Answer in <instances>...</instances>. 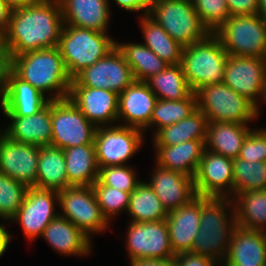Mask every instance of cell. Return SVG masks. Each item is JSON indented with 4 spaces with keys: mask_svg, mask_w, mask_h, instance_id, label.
<instances>
[{
    "mask_svg": "<svg viewBox=\"0 0 266 266\" xmlns=\"http://www.w3.org/2000/svg\"><path fill=\"white\" fill-rule=\"evenodd\" d=\"M206 140H191L175 146H154L155 164L194 178Z\"/></svg>",
    "mask_w": 266,
    "mask_h": 266,
    "instance_id": "obj_27",
    "label": "cell"
},
{
    "mask_svg": "<svg viewBox=\"0 0 266 266\" xmlns=\"http://www.w3.org/2000/svg\"><path fill=\"white\" fill-rule=\"evenodd\" d=\"M41 237L60 255L82 257L92 251L91 239L71 221L59 215L44 229Z\"/></svg>",
    "mask_w": 266,
    "mask_h": 266,
    "instance_id": "obj_26",
    "label": "cell"
},
{
    "mask_svg": "<svg viewBox=\"0 0 266 266\" xmlns=\"http://www.w3.org/2000/svg\"><path fill=\"white\" fill-rule=\"evenodd\" d=\"M266 189V162L233 160V199L239 193Z\"/></svg>",
    "mask_w": 266,
    "mask_h": 266,
    "instance_id": "obj_38",
    "label": "cell"
},
{
    "mask_svg": "<svg viewBox=\"0 0 266 266\" xmlns=\"http://www.w3.org/2000/svg\"><path fill=\"white\" fill-rule=\"evenodd\" d=\"M202 25L214 33L230 17V12L225 0H191Z\"/></svg>",
    "mask_w": 266,
    "mask_h": 266,
    "instance_id": "obj_41",
    "label": "cell"
},
{
    "mask_svg": "<svg viewBox=\"0 0 266 266\" xmlns=\"http://www.w3.org/2000/svg\"><path fill=\"white\" fill-rule=\"evenodd\" d=\"M147 183L168 213L188 204L198 196L193 178L157 164L151 174V181Z\"/></svg>",
    "mask_w": 266,
    "mask_h": 266,
    "instance_id": "obj_20",
    "label": "cell"
},
{
    "mask_svg": "<svg viewBox=\"0 0 266 266\" xmlns=\"http://www.w3.org/2000/svg\"><path fill=\"white\" fill-rule=\"evenodd\" d=\"M230 16L258 14V0H225Z\"/></svg>",
    "mask_w": 266,
    "mask_h": 266,
    "instance_id": "obj_45",
    "label": "cell"
},
{
    "mask_svg": "<svg viewBox=\"0 0 266 266\" xmlns=\"http://www.w3.org/2000/svg\"><path fill=\"white\" fill-rule=\"evenodd\" d=\"M173 259L175 266H222L216 259L190 252L178 253Z\"/></svg>",
    "mask_w": 266,
    "mask_h": 266,
    "instance_id": "obj_44",
    "label": "cell"
},
{
    "mask_svg": "<svg viewBox=\"0 0 266 266\" xmlns=\"http://www.w3.org/2000/svg\"><path fill=\"white\" fill-rule=\"evenodd\" d=\"M28 187L0 173V219L11 221L21 207Z\"/></svg>",
    "mask_w": 266,
    "mask_h": 266,
    "instance_id": "obj_39",
    "label": "cell"
},
{
    "mask_svg": "<svg viewBox=\"0 0 266 266\" xmlns=\"http://www.w3.org/2000/svg\"><path fill=\"white\" fill-rule=\"evenodd\" d=\"M239 158L249 162H266V128L255 127L248 133Z\"/></svg>",
    "mask_w": 266,
    "mask_h": 266,
    "instance_id": "obj_43",
    "label": "cell"
},
{
    "mask_svg": "<svg viewBox=\"0 0 266 266\" xmlns=\"http://www.w3.org/2000/svg\"><path fill=\"white\" fill-rule=\"evenodd\" d=\"M127 214L130 222H150L165 220L168 211L149 184L142 181L130 194Z\"/></svg>",
    "mask_w": 266,
    "mask_h": 266,
    "instance_id": "obj_35",
    "label": "cell"
},
{
    "mask_svg": "<svg viewBox=\"0 0 266 266\" xmlns=\"http://www.w3.org/2000/svg\"><path fill=\"white\" fill-rule=\"evenodd\" d=\"M134 81L130 65L115 46L105 57L78 73L70 87H91L120 94Z\"/></svg>",
    "mask_w": 266,
    "mask_h": 266,
    "instance_id": "obj_12",
    "label": "cell"
},
{
    "mask_svg": "<svg viewBox=\"0 0 266 266\" xmlns=\"http://www.w3.org/2000/svg\"><path fill=\"white\" fill-rule=\"evenodd\" d=\"M50 99L30 83L20 79L11 69L1 110L4 116H31L42 110Z\"/></svg>",
    "mask_w": 266,
    "mask_h": 266,
    "instance_id": "obj_21",
    "label": "cell"
},
{
    "mask_svg": "<svg viewBox=\"0 0 266 266\" xmlns=\"http://www.w3.org/2000/svg\"><path fill=\"white\" fill-rule=\"evenodd\" d=\"M223 83L251 101L260 114L258 100L263 101L265 95L266 58L228 55Z\"/></svg>",
    "mask_w": 266,
    "mask_h": 266,
    "instance_id": "obj_13",
    "label": "cell"
},
{
    "mask_svg": "<svg viewBox=\"0 0 266 266\" xmlns=\"http://www.w3.org/2000/svg\"><path fill=\"white\" fill-rule=\"evenodd\" d=\"M0 53H8L5 48V34L1 29H0Z\"/></svg>",
    "mask_w": 266,
    "mask_h": 266,
    "instance_id": "obj_53",
    "label": "cell"
},
{
    "mask_svg": "<svg viewBox=\"0 0 266 266\" xmlns=\"http://www.w3.org/2000/svg\"><path fill=\"white\" fill-rule=\"evenodd\" d=\"M39 147L11 140L0 142V173L27 187H35L38 176Z\"/></svg>",
    "mask_w": 266,
    "mask_h": 266,
    "instance_id": "obj_17",
    "label": "cell"
},
{
    "mask_svg": "<svg viewBox=\"0 0 266 266\" xmlns=\"http://www.w3.org/2000/svg\"><path fill=\"white\" fill-rule=\"evenodd\" d=\"M6 117L11 122L5 127V135L11 140L38 147L50 145L52 138L51 100L34 115Z\"/></svg>",
    "mask_w": 266,
    "mask_h": 266,
    "instance_id": "obj_25",
    "label": "cell"
},
{
    "mask_svg": "<svg viewBox=\"0 0 266 266\" xmlns=\"http://www.w3.org/2000/svg\"><path fill=\"white\" fill-rule=\"evenodd\" d=\"M92 189L102 214L109 223L110 219L118 216L121 211L127 212L131 193L103 185L99 180L92 185Z\"/></svg>",
    "mask_w": 266,
    "mask_h": 266,
    "instance_id": "obj_40",
    "label": "cell"
},
{
    "mask_svg": "<svg viewBox=\"0 0 266 266\" xmlns=\"http://www.w3.org/2000/svg\"><path fill=\"white\" fill-rule=\"evenodd\" d=\"M116 46L130 65L135 81L146 82L169 65L143 43L116 42Z\"/></svg>",
    "mask_w": 266,
    "mask_h": 266,
    "instance_id": "obj_34",
    "label": "cell"
},
{
    "mask_svg": "<svg viewBox=\"0 0 266 266\" xmlns=\"http://www.w3.org/2000/svg\"><path fill=\"white\" fill-rule=\"evenodd\" d=\"M193 179L198 196L231 198L233 159L204 149Z\"/></svg>",
    "mask_w": 266,
    "mask_h": 266,
    "instance_id": "obj_16",
    "label": "cell"
},
{
    "mask_svg": "<svg viewBox=\"0 0 266 266\" xmlns=\"http://www.w3.org/2000/svg\"><path fill=\"white\" fill-rule=\"evenodd\" d=\"M58 0H35L13 9L5 31V48L10 58L26 52L58 47L63 28Z\"/></svg>",
    "mask_w": 266,
    "mask_h": 266,
    "instance_id": "obj_1",
    "label": "cell"
},
{
    "mask_svg": "<svg viewBox=\"0 0 266 266\" xmlns=\"http://www.w3.org/2000/svg\"><path fill=\"white\" fill-rule=\"evenodd\" d=\"M4 136H5V129L2 130V132H0V142L3 139Z\"/></svg>",
    "mask_w": 266,
    "mask_h": 266,
    "instance_id": "obj_54",
    "label": "cell"
},
{
    "mask_svg": "<svg viewBox=\"0 0 266 266\" xmlns=\"http://www.w3.org/2000/svg\"><path fill=\"white\" fill-rule=\"evenodd\" d=\"M116 46L107 32L63 25L58 49L73 79L83 69L105 57Z\"/></svg>",
    "mask_w": 266,
    "mask_h": 266,
    "instance_id": "obj_4",
    "label": "cell"
},
{
    "mask_svg": "<svg viewBox=\"0 0 266 266\" xmlns=\"http://www.w3.org/2000/svg\"><path fill=\"white\" fill-rule=\"evenodd\" d=\"M144 45L169 65L181 64L184 47L148 15L140 16Z\"/></svg>",
    "mask_w": 266,
    "mask_h": 266,
    "instance_id": "obj_32",
    "label": "cell"
},
{
    "mask_svg": "<svg viewBox=\"0 0 266 266\" xmlns=\"http://www.w3.org/2000/svg\"><path fill=\"white\" fill-rule=\"evenodd\" d=\"M68 98L96 127L118 122V94L91 87H70Z\"/></svg>",
    "mask_w": 266,
    "mask_h": 266,
    "instance_id": "obj_18",
    "label": "cell"
},
{
    "mask_svg": "<svg viewBox=\"0 0 266 266\" xmlns=\"http://www.w3.org/2000/svg\"><path fill=\"white\" fill-rule=\"evenodd\" d=\"M228 54L214 33L184 47L182 68L186 82L193 92L204 85L223 82Z\"/></svg>",
    "mask_w": 266,
    "mask_h": 266,
    "instance_id": "obj_5",
    "label": "cell"
},
{
    "mask_svg": "<svg viewBox=\"0 0 266 266\" xmlns=\"http://www.w3.org/2000/svg\"><path fill=\"white\" fill-rule=\"evenodd\" d=\"M118 7L129 12L143 11V15H147L153 3L156 0H114Z\"/></svg>",
    "mask_w": 266,
    "mask_h": 266,
    "instance_id": "obj_46",
    "label": "cell"
},
{
    "mask_svg": "<svg viewBox=\"0 0 266 266\" xmlns=\"http://www.w3.org/2000/svg\"><path fill=\"white\" fill-rule=\"evenodd\" d=\"M197 109L196 95L192 92L179 101L157 99L152 111L149 129H155L154 135L163 127L173 125L187 118Z\"/></svg>",
    "mask_w": 266,
    "mask_h": 266,
    "instance_id": "obj_37",
    "label": "cell"
},
{
    "mask_svg": "<svg viewBox=\"0 0 266 266\" xmlns=\"http://www.w3.org/2000/svg\"><path fill=\"white\" fill-rule=\"evenodd\" d=\"M208 120L198 109L187 118L160 129L153 135L154 146H175L191 140H206Z\"/></svg>",
    "mask_w": 266,
    "mask_h": 266,
    "instance_id": "obj_31",
    "label": "cell"
},
{
    "mask_svg": "<svg viewBox=\"0 0 266 266\" xmlns=\"http://www.w3.org/2000/svg\"><path fill=\"white\" fill-rule=\"evenodd\" d=\"M69 186L63 150L52 145L39 147L36 188L60 191Z\"/></svg>",
    "mask_w": 266,
    "mask_h": 266,
    "instance_id": "obj_30",
    "label": "cell"
},
{
    "mask_svg": "<svg viewBox=\"0 0 266 266\" xmlns=\"http://www.w3.org/2000/svg\"><path fill=\"white\" fill-rule=\"evenodd\" d=\"M11 69V58L9 53H0V105L6 92L7 75Z\"/></svg>",
    "mask_w": 266,
    "mask_h": 266,
    "instance_id": "obj_47",
    "label": "cell"
},
{
    "mask_svg": "<svg viewBox=\"0 0 266 266\" xmlns=\"http://www.w3.org/2000/svg\"><path fill=\"white\" fill-rule=\"evenodd\" d=\"M12 9L0 0V29L5 33L8 29Z\"/></svg>",
    "mask_w": 266,
    "mask_h": 266,
    "instance_id": "obj_49",
    "label": "cell"
},
{
    "mask_svg": "<svg viewBox=\"0 0 266 266\" xmlns=\"http://www.w3.org/2000/svg\"><path fill=\"white\" fill-rule=\"evenodd\" d=\"M55 204H59L58 191L28 187L21 207L10 222L20 223L27 239L36 240L59 215Z\"/></svg>",
    "mask_w": 266,
    "mask_h": 266,
    "instance_id": "obj_15",
    "label": "cell"
},
{
    "mask_svg": "<svg viewBox=\"0 0 266 266\" xmlns=\"http://www.w3.org/2000/svg\"><path fill=\"white\" fill-rule=\"evenodd\" d=\"M266 232L234 228L222 266H265Z\"/></svg>",
    "mask_w": 266,
    "mask_h": 266,
    "instance_id": "obj_22",
    "label": "cell"
},
{
    "mask_svg": "<svg viewBox=\"0 0 266 266\" xmlns=\"http://www.w3.org/2000/svg\"><path fill=\"white\" fill-rule=\"evenodd\" d=\"M147 15L183 47L201 41L209 34L191 0H156Z\"/></svg>",
    "mask_w": 266,
    "mask_h": 266,
    "instance_id": "obj_7",
    "label": "cell"
},
{
    "mask_svg": "<svg viewBox=\"0 0 266 266\" xmlns=\"http://www.w3.org/2000/svg\"><path fill=\"white\" fill-rule=\"evenodd\" d=\"M142 130L117 125L97 127L94 137L98 167L126 165L141 148Z\"/></svg>",
    "mask_w": 266,
    "mask_h": 266,
    "instance_id": "obj_11",
    "label": "cell"
},
{
    "mask_svg": "<svg viewBox=\"0 0 266 266\" xmlns=\"http://www.w3.org/2000/svg\"><path fill=\"white\" fill-rule=\"evenodd\" d=\"M59 216L71 221L88 238L106 231L110 225L102 214L92 186H69L58 191Z\"/></svg>",
    "mask_w": 266,
    "mask_h": 266,
    "instance_id": "obj_9",
    "label": "cell"
},
{
    "mask_svg": "<svg viewBox=\"0 0 266 266\" xmlns=\"http://www.w3.org/2000/svg\"><path fill=\"white\" fill-rule=\"evenodd\" d=\"M64 25L108 32L109 0H58Z\"/></svg>",
    "mask_w": 266,
    "mask_h": 266,
    "instance_id": "obj_24",
    "label": "cell"
},
{
    "mask_svg": "<svg viewBox=\"0 0 266 266\" xmlns=\"http://www.w3.org/2000/svg\"><path fill=\"white\" fill-rule=\"evenodd\" d=\"M12 10L20 8L29 3H32L35 0H3Z\"/></svg>",
    "mask_w": 266,
    "mask_h": 266,
    "instance_id": "obj_51",
    "label": "cell"
},
{
    "mask_svg": "<svg viewBox=\"0 0 266 266\" xmlns=\"http://www.w3.org/2000/svg\"><path fill=\"white\" fill-rule=\"evenodd\" d=\"M11 70L50 100L66 99L69 96L72 79L58 47L11 57Z\"/></svg>",
    "mask_w": 266,
    "mask_h": 266,
    "instance_id": "obj_2",
    "label": "cell"
},
{
    "mask_svg": "<svg viewBox=\"0 0 266 266\" xmlns=\"http://www.w3.org/2000/svg\"><path fill=\"white\" fill-rule=\"evenodd\" d=\"M157 97L143 81H134L122 93L118 94V121L119 125L142 130L149 129Z\"/></svg>",
    "mask_w": 266,
    "mask_h": 266,
    "instance_id": "obj_19",
    "label": "cell"
},
{
    "mask_svg": "<svg viewBox=\"0 0 266 266\" xmlns=\"http://www.w3.org/2000/svg\"><path fill=\"white\" fill-rule=\"evenodd\" d=\"M200 221L190 253L211 257L222 264L236 227L232 199L201 196Z\"/></svg>",
    "mask_w": 266,
    "mask_h": 266,
    "instance_id": "obj_3",
    "label": "cell"
},
{
    "mask_svg": "<svg viewBox=\"0 0 266 266\" xmlns=\"http://www.w3.org/2000/svg\"><path fill=\"white\" fill-rule=\"evenodd\" d=\"M214 34L228 55L266 58V22L258 14L230 16Z\"/></svg>",
    "mask_w": 266,
    "mask_h": 266,
    "instance_id": "obj_8",
    "label": "cell"
},
{
    "mask_svg": "<svg viewBox=\"0 0 266 266\" xmlns=\"http://www.w3.org/2000/svg\"><path fill=\"white\" fill-rule=\"evenodd\" d=\"M146 83L157 99L179 101L193 92L186 82L181 64L168 65L162 72L150 77Z\"/></svg>",
    "mask_w": 266,
    "mask_h": 266,
    "instance_id": "obj_36",
    "label": "cell"
},
{
    "mask_svg": "<svg viewBox=\"0 0 266 266\" xmlns=\"http://www.w3.org/2000/svg\"><path fill=\"white\" fill-rule=\"evenodd\" d=\"M258 15L266 22V0H258Z\"/></svg>",
    "mask_w": 266,
    "mask_h": 266,
    "instance_id": "obj_52",
    "label": "cell"
},
{
    "mask_svg": "<svg viewBox=\"0 0 266 266\" xmlns=\"http://www.w3.org/2000/svg\"><path fill=\"white\" fill-rule=\"evenodd\" d=\"M126 250L130 261L135 259L174 258L165 220L128 222Z\"/></svg>",
    "mask_w": 266,
    "mask_h": 266,
    "instance_id": "obj_14",
    "label": "cell"
},
{
    "mask_svg": "<svg viewBox=\"0 0 266 266\" xmlns=\"http://www.w3.org/2000/svg\"><path fill=\"white\" fill-rule=\"evenodd\" d=\"M52 138L50 145L64 150L94 144L97 127L69 99L51 100Z\"/></svg>",
    "mask_w": 266,
    "mask_h": 266,
    "instance_id": "obj_10",
    "label": "cell"
},
{
    "mask_svg": "<svg viewBox=\"0 0 266 266\" xmlns=\"http://www.w3.org/2000/svg\"><path fill=\"white\" fill-rule=\"evenodd\" d=\"M251 130L248 124L208 122L205 149L234 160Z\"/></svg>",
    "mask_w": 266,
    "mask_h": 266,
    "instance_id": "obj_28",
    "label": "cell"
},
{
    "mask_svg": "<svg viewBox=\"0 0 266 266\" xmlns=\"http://www.w3.org/2000/svg\"><path fill=\"white\" fill-rule=\"evenodd\" d=\"M197 109L208 122L249 124L259 116L258 108L223 82L204 85L195 91Z\"/></svg>",
    "mask_w": 266,
    "mask_h": 266,
    "instance_id": "obj_6",
    "label": "cell"
},
{
    "mask_svg": "<svg viewBox=\"0 0 266 266\" xmlns=\"http://www.w3.org/2000/svg\"><path fill=\"white\" fill-rule=\"evenodd\" d=\"M129 165H116L99 168L98 180L106 186L132 193L142 182Z\"/></svg>",
    "mask_w": 266,
    "mask_h": 266,
    "instance_id": "obj_42",
    "label": "cell"
},
{
    "mask_svg": "<svg viewBox=\"0 0 266 266\" xmlns=\"http://www.w3.org/2000/svg\"><path fill=\"white\" fill-rule=\"evenodd\" d=\"M232 201L237 226L266 232V189L239 193Z\"/></svg>",
    "mask_w": 266,
    "mask_h": 266,
    "instance_id": "obj_33",
    "label": "cell"
},
{
    "mask_svg": "<svg viewBox=\"0 0 266 266\" xmlns=\"http://www.w3.org/2000/svg\"><path fill=\"white\" fill-rule=\"evenodd\" d=\"M130 266H175L173 258L157 259H135L130 261Z\"/></svg>",
    "mask_w": 266,
    "mask_h": 266,
    "instance_id": "obj_48",
    "label": "cell"
},
{
    "mask_svg": "<svg viewBox=\"0 0 266 266\" xmlns=\"http://www.w3.org/2000/svg\"><path fill=\"white\" fill-rule=\"evenodd\" d=\"M5 223L0 224V257L6 252L11 241V234L6 230Z\"/></svg>",
    "mask_w": 266,
    "mask_h": 266,
    "instance_id": "obj_50",
    "label": "cell"
},
{
    "mask_svg": "<svg viewBox=\"0 0 266 266\" xmlns=\"http://www.w3.org/2000/svg\"><path fill=\"white\" fill-rule=\"evenodd\" d=\"M63 153L70 186H92L98 180L95 144L70 147Z\"/></svg>",
    "mask_w": 266,
    "mask_h": 266,
    "instance_id": "obj_29",
    "label": "cell"
},
{
    "mask_svg": "<svg viewBox=\"0 0 266 266\" xmlns=\"http://www.w3.org/2000/svg\"><path fill=\"white\" fill-rule=\"evenodd\" d=\"M263 100H264L263 102H265V104H266V88H265V95H264V99Z\"/></svg>",
    "mask_w": 266,
    "mask_h": 266,
    "instance_id": "obj_55",
    "label": "cell"
},
{
    "mask_svg": "<svg viewBox=\"0 0 266 266\" xmlns=\"http://www.w3.org/2000/svg\"><path fill=\"white\" fill-rule=\"evenodd\" d=\"M201 196L180 208L170 211L166 218L169 238L174 254L190 252L199 232Z\"/></svg>",
    "mask_w": 266,
    "mask_h": 266,
    "instance_id": "obj_23",
    "label": "cell"
}]
</instances>
